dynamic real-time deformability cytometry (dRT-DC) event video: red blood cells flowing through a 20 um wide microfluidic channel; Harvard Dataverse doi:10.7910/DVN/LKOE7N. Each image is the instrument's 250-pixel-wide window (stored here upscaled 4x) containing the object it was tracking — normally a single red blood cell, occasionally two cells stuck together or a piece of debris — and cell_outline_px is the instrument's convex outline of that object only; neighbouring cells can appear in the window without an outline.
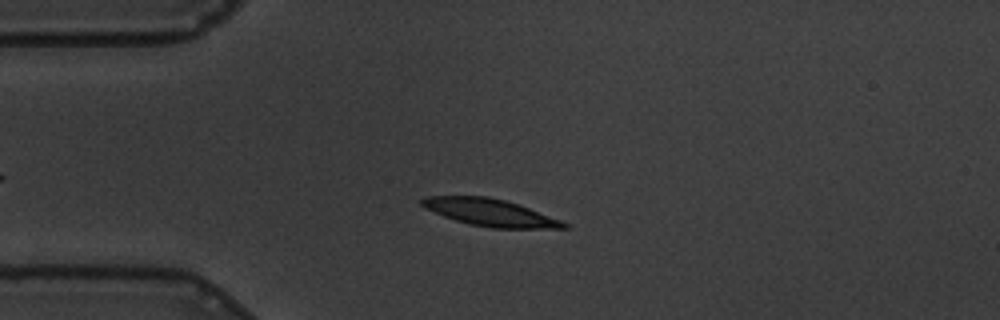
{"species": "common noctule bat (a hibernating species)", "species_latin": "Nyctalus noctula", "temperature_condition": "warm", "stored_images_in_passage": 57, "camera_frame_rate_fps": 3000, "um_per_image_px": 0.085, "animal": {"sex": "male", "body_mass_g": 19.5, "forearm_length_mm": 54.6}, "frame": {"image": 1, "passage_image": 13, "time_ms": 4.0, "image_size_px": [1000, 320], "cell_outline_px": [[572, 228], [492, 228], [468, 224], [444, 216], [424, 208], [420, 204], [420, 200], [428, 196], [488, 196], [504, 200], [528, 208], [560, 220], [568, 224]], "centroid_in_image_um": [41.63, 18.07], "position_along_channel_um": 43.4, "area_um2": 22.2}}
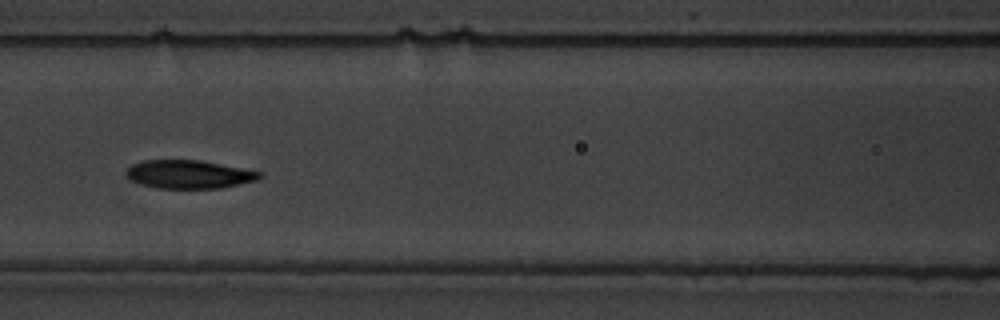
{"frame": {"image": 2, "passage_image": 24, "time_ms": 7.667, "image_size_px": [1000, 320], "cell_outline_px": [[264, 176], [256, 180], [224, 188], [160, 188], [144, 184], [132, 180], [128, 176], [128, 168], [132, 164], [144, 160], [200, 160], [264, 172]], "centroid_in_image_um": [16.15, 14.81], "position_along_channel_um": 150.4, "area_um2": 21.85}}
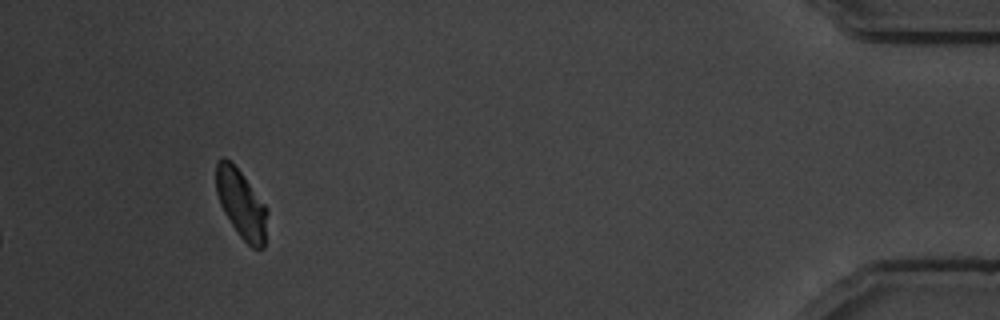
{"frame": {"image": 3, "passage_image": 53, "time_ms": 17.333, "image_size_px": [1000, 320], "cell_outline_px": [[268, 212], [264, 248], [252, 248], [240, 236], [224, 212], [220, 204], [216, 192], [216, 160], [220, 156], [224, 156], [240, 172], [268, 208]], "centroid_in_image_um": [20.5, 17.33], "position_along_channel_um": 414.7, "area_um2": 20.29}, "authors_computed_cell_mechanics": {"area_um2": 22.1952, "velocity_mm_per_s": 3.4341, "shape_relaxation_time_tau1_ms": 3.9651, "shape_relaxation_time_tau2_ms": 3.1767, "deformation_change_tau1": 0.168, "deformation_change_tau2": 0.0752}}